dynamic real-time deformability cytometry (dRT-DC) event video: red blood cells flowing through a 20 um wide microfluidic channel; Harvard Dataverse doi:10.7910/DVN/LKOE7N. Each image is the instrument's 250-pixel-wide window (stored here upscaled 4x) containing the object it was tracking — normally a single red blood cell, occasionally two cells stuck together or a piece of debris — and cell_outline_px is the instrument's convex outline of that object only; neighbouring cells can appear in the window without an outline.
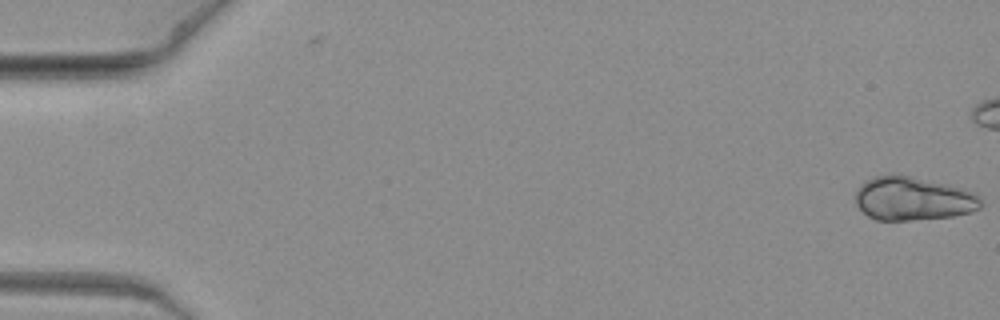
{"species": "common noctule bat (a hibernating species)", "species_latin": "Nyctalus noctula", "temperature_condition": "warm", "stored_images_in_passage": 4, "camera_frame_rate_fps": 3000, "um_per_image_px": 0.085, "animal": {"sex": "female", "body_mass_g": 19.3, "forearm_length_mm": 54.1}, "frame": {"image": 1, "passage_image": 1, "time_ms": 0.0, "image_size_px": [1000, 320], "cell_outline_px": [[980, 208], [968, 212], [952, 216], [912, 220], [876, 220], [868, 216], [856, 204], [856, 192], [872, 176], [888, 172], [892, 172], [960, 188], [976, 196], [980, 200]], "centroid_in_image_um": [77.52, 16.88], "position_along_channel_um": 7.5, "area_um2": 31.27}}